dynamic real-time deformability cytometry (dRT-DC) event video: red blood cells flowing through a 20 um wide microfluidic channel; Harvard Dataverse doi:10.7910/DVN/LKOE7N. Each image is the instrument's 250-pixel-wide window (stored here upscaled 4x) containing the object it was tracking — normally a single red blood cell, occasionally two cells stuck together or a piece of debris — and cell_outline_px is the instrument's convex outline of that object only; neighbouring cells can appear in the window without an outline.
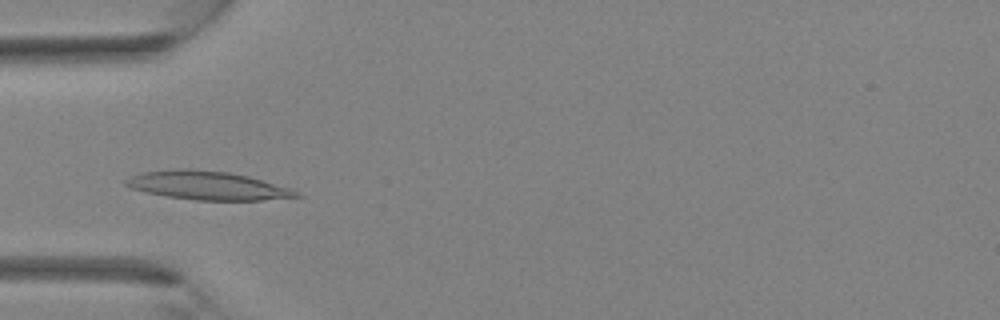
{"species": "Egyptian fruit bat (a non-hibernating species)", "species_latin": "Rousettus aegyptiacus", "temperature_condition": "room temperature", "stored_images_in_passage": 36, "camera_frame_rate_fps": 3000, "um_per_image_px": 0.085, "animal": {"sex": "female"}, "frame": {"image": 1, "passage_image": 11, "time_ms": 3.333, "image_size_px": [1000, 320], "cell_outline_px": [[304, 196], [260, 200], [196, 200], [168, 196], [144, 192], [132, 188], [124, 184], [124, 180], [132, 176], [144, 172], [228, 172], [248, 176], [288, 188], [300, 192]], "centroid_in_image_um": [17.72, 15.83], "position_along_channel_um": 67.3, "area_um2": 26.76}}
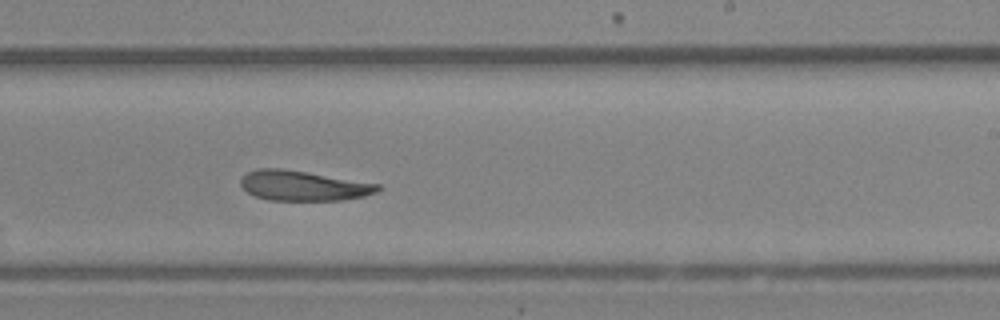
{"frame": {"image": 2, "passage_image": 22, "time_ms": 7.0, "image_size_px": [1000, 320], "cell_outline_px": [[384, 188], [376, 192], [364, 196], [340, 200], [268, 200], [256, 196], [248, 192], [240, 184], [240, 180], [248, 172], [256, 168], [280, 168], [380, 184]], "centroid_in_image_um": [25.78, 15.78], "position_along_channel_um": 263.2, "area_um2": 23.76}}
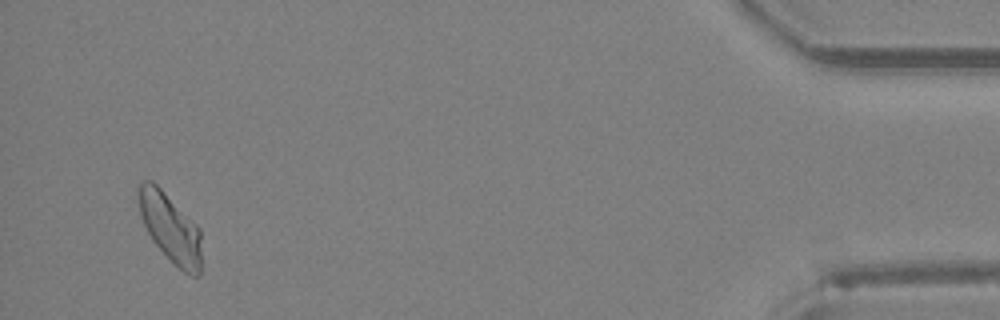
{"frame": {"image": 3, "passage_image": 35, "time_ms": 11.333, "image_size_px": [1000, 320], "cell_outline_px": [[200, 276], [192, 276], [184, 272], [152, 240], [144, 224], [140, 212], [136, 188], [144, 180], [152, 180], [200, 228]], "centroid_in_image_um": [14.46, 19.34], "position_along_channel_um": 420.7, "area_um2": 24.68}}